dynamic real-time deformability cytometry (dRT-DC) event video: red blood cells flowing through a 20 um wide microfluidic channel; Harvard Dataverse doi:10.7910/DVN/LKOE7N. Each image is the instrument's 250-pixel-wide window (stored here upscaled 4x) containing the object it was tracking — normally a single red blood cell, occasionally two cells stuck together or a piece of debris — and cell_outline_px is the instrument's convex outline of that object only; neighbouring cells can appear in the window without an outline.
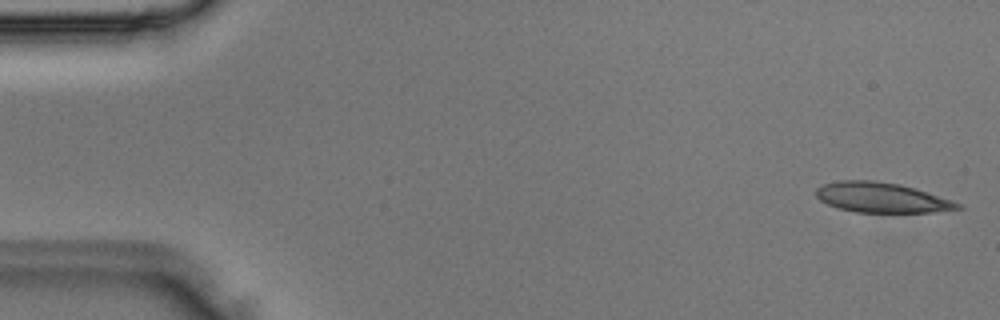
{"species": "Egyptian fruit bat (a non-hibernating species)", "species_latin": "Rousettus aegyptiacus", "temperature_condition": "room temperature", "stored_images_in_passage": 4, "camera_frame_rate_fps": 3000, "um_per_image_px": 0.085, "animal": {"sex": "male"}, "frame": {"image": 1, "passage_image": 1, "time_ms": 0.0, "image_size_px": [1000, 320], "cell_outline_px": [[964, 208], [932, 212], [856, 212], [840, 208], [828, 204], [820, 200], [816, 196], [816, 188], [824, 184], [840, 180], [872, 180], [900, 184], [952, 200], [960, 204]], "centroid_in_image_um": [74.92, 16.79], "position_along_channel_um": 10.1, "area_um2": 24.51}}